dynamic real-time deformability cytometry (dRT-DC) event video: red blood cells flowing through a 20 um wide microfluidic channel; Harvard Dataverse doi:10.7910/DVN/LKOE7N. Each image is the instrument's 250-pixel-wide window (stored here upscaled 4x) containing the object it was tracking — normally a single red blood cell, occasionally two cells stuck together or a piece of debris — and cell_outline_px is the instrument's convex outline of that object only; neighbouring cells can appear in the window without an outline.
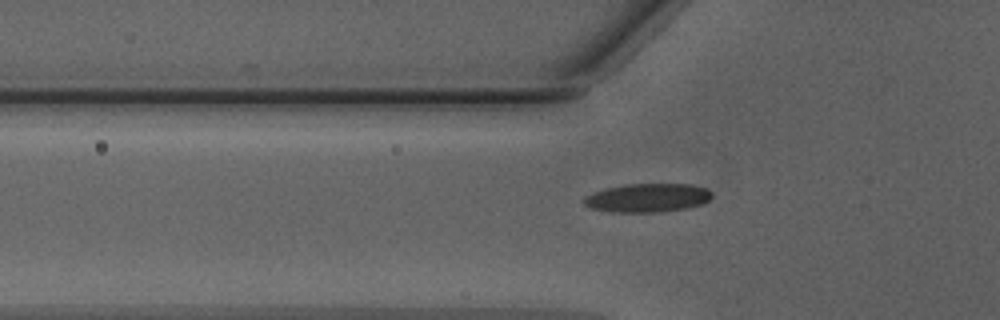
{"species": "Egyptian fruit bat (a non-hibernating species)", "species_latin": "Rousettus aegyptiacus", "temperature_condition": "warm", "stored_images_in_passage": 40, "segment_of_instrument_passage": [1, 2], "camera_frame_rate_fps": 3000, "um_per_image_px": 0.085, "animal": {"sex": "male"}, "frame": {"image": 1, "passage_image": 8, "time_ms": 2.333, "image_size_px": [1000, 320], "cell_outline_px": [[712, 196], [708, 200], [700, 204], [684, 208], [656, 212], [608, 212], [592, 208], [584, 204], [584, 196], [592, 192], [604, 188], [624, 184], [692, 184], [708, 188], [712, 192]], "centroid_in_image_um": [55.01, 16.8], "position_along_channel_um": 70.8, "area_um2": 21.44}}
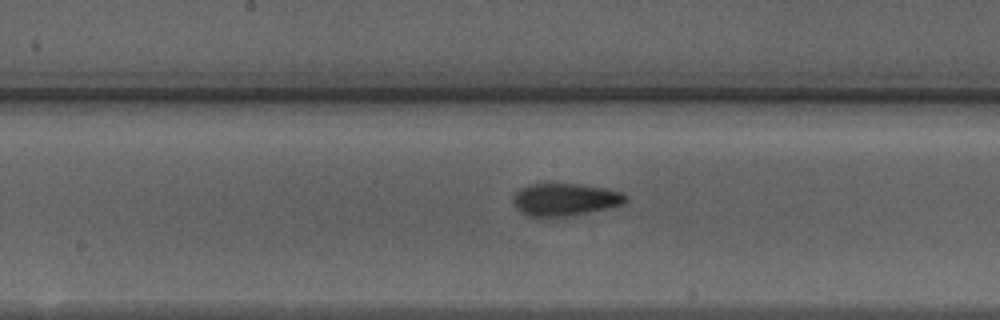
{"frame": {"image": 2, "passage_image": 17, "time_ms": 5.333, "image_size_px": [1000, 320], "cell_outline_px": [[628, 200], [624, 204], [592, 212], [548, 220], [528, 216], [520, 212], [512, 204], [512, 200], [516, 192], [520, 188], [528, 184], [576, 184], [604, 188], [620, 192], [628, 196]], "centroid_in_image_um": [47.98, 17.01], "position_along_channel_um": 200.2, "area_um2": 21.96}}
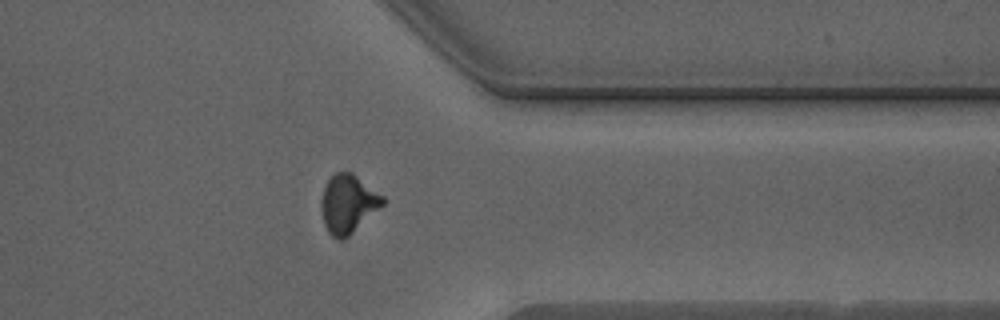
{"frame": {"image": 3, "passage_image": 30, "time_ms": 9.667, "image_size_px": [1000, 320], "cell_outline_px": [[384, 204], [348, 236], [340, 240], [332, 236], [328, 232], [324, 224], [320, 208], [320, 200], [324, 188], [328, 180], [336, 172], [352, 172], [384, 196]], "centroid_in_image_um": [29.56, 17.31], "position_along_channel_um": 381.8, "area_um2": 20.81}}